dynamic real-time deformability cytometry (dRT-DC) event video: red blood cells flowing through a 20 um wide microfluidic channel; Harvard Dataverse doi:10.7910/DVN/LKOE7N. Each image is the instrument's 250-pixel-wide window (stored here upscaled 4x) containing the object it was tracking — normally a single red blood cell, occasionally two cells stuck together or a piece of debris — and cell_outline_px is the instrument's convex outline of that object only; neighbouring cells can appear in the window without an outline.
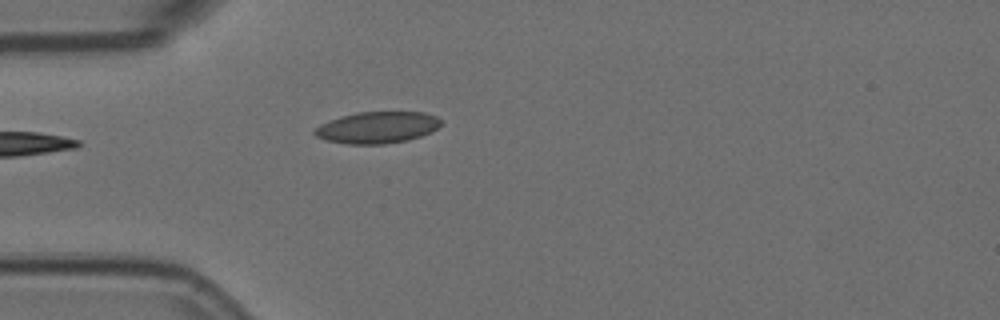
{"species": "Egyptian fruit bat (a non-hibernating species)", "species_latin": "Rousettus aegyptiacus", "temperature_condition": "room temperature", "stored_images_in_passage": 1, "camera_frame_rate_fps": 3000, "um_per_image_px": 0.085, "animal": {"sex": "female"}, "frame": {"image": 1, "passage_image": 1, "time_ms": 0.0, "image_size_px": [1000, 320], "cell_outline_px": [[440, 124], [436, 128], [420, 136], [404, 140], [384, 144], [348, 144], [324, 140], [316, 136], [312, 132], [320, 124], [340, 116], [356, 112], [424, 112], [436, 116], [440, 120]], "centroid_in_image_um": [32.01, 10.83], "position_along_channel_um": 53.0, "area_um2": 23.06}}